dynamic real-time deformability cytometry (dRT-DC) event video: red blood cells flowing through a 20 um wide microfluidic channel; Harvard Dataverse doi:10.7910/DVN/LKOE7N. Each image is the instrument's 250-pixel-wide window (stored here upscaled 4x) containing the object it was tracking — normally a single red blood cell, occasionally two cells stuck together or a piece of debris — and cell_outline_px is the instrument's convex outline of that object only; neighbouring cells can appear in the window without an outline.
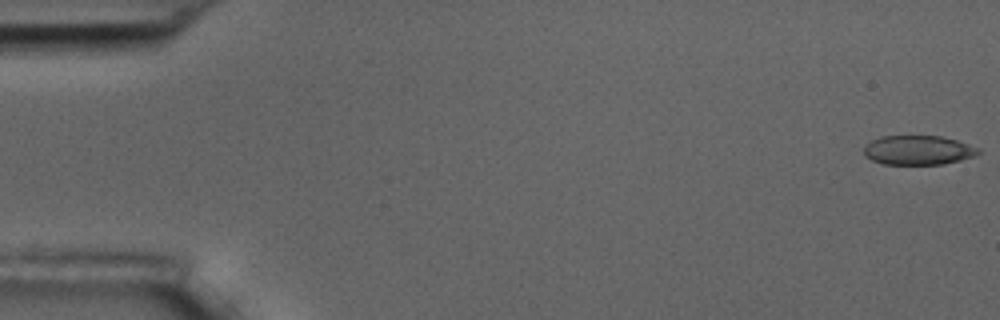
{"species": "common noctule bat (a hibernating species)", "species_latin": "Nyctalus noctula", "temperature_condition": "room temperature", "stored_images_in_passage": 11, "camera_frame_rate_fps": 3000, "um_per_image_px": 0.085, "animal": {"sex": "male", "body_mass_g": 17.5, "forearm_length_mm": 52.3}, "frame": {"image": 1, "passage_image": 1, "time_ms": 0.0, "image_size_px": [1000, 320], "cell_outline_px": [[980, 152], [976, 156], [944, 164], [884, 164], [872, 160], [864, 156], [864, 144], [880, 136], [940, 136], [956, 140], [980, 148]], "centroid_in_image_um": [78.03, 12.76], "position_along_channel_um": 7.0, "area_um2": 19.65}}
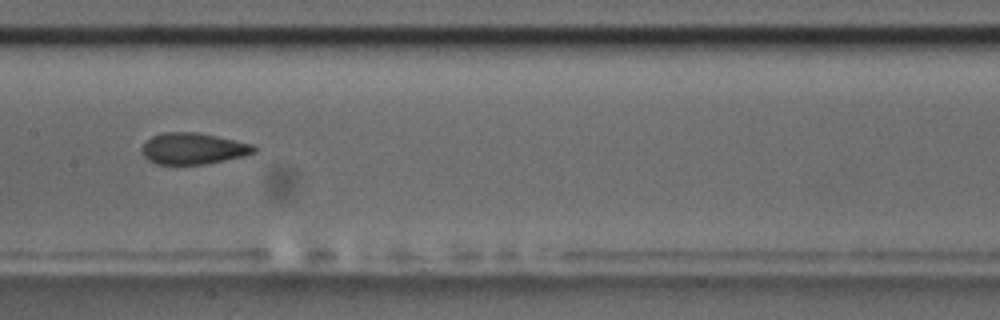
{"frame": {"image": 2, "passage_image": 8, "time_ms": 9.0, "image_size_px": [1000, 320], "cell_outline_px": [[256, 152], [244, 156], [208, 164], [156, 164], [148, 160], [144, 156], [140, 148], [152, 136], [164, 132], [196, 132], [216, 136], [252, 144], [256, 148]], "centroid_in_image_um": [16.41, 12.63], "position_along_channel_um": 191.0, "area_um2": 20.46}}
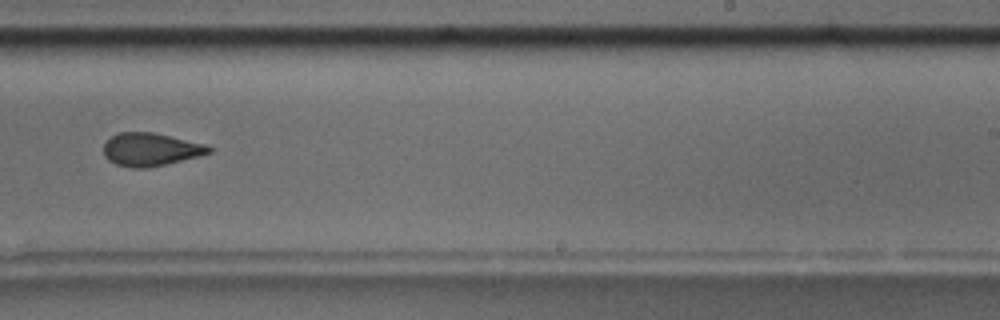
{"frame": {"image": 3, "passage_image": 10, "time_ms": 11.333, "image_size_px": [1000, 320], "cell_outline_px": [[212, 152], [200, 156], [164, 164], [144, 168], [132, 168], [116, 164], [108, 160], [104, 156], [104, 144], [112, 136], [120, 132], [156, 132], [208, 144], [212, 148]], "centroid_in_image_um": [12.84, 12.69], "position_along_channel_um": 276.2, "area_um2": 20.4}}